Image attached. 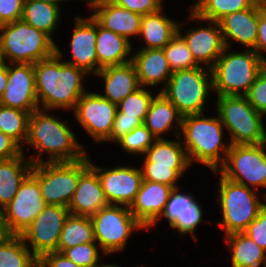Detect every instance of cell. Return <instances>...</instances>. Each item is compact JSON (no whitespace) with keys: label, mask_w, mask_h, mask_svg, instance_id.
Here are the masks:
<instances>
[{"label":"cell","mask_w":266,"mask_h":267,"mask_svg":"<svg viewBox=\"0 0 266 267\" xmlns=\"http://www.w3.org/2000/svg\"><path fill=\"white\" fill-rule=\"evenodd\" d=\"M52 112L39 108L30 114L28 135L24 145L33 147L37 155L34 153V156L27 158L33 164L71 162L84 158L88 154L85 145L77 140L72 127L66 124L68 121H63V118L60 119ZM45 153L48 158L43 157Z\"/></svg>","instance_id":"6da1fadb"},{"label":"cell","mask_w":266,"mask_h":267,"mask_svg":"<svg viewBox=\"0 0 266 267\" xmlns=\"http://www.w3.org/2000/svg\"><path fill=\"white\" fill-rule=\"evenodd\" d=\"M36 93L40 109L73 111L86 92L84 81L88 74L64 62L55 52L34 64Z\"/></svg>","instance_id":"7a4b0ae2"},{"label":"cell","mask_w":266,"mask_h":267,"mask_svg":"<svg viewBox=\"0 0 266 267\" xmlns=\"http://www.w3.org/2000/svg\"><path fill=\"white\" fill-rule=\"evenodd\" d=\"M224 130L218 114L212 117H206L204 113L183 116L179 137L191 166L198 163L215 171L224 163L231 146L228 138L223 141L227 136Z\"/></svg>","instance_id":"3957f363"},{"label":"cell","mask_w":266,"mask_h":267,"mask_svg":"<svg viewBox=\"0 0 266 267\" xmlns=\"http://www.w3.org/2000/svg\"><path fill=\"white\" fill-rule=\"evenodd\" d=\"M212 173L219 178L215 186H218L216 199L222 219L218 220L217 227L224 231V236L244 232L266 205V196L223 177L217 170Z\"/></svg>","instance_id":"277c9868"},{"label":"cell","mask_w":266,"mask_h":267,"mask_svg":"<svg viewBox=\"0 0 266 267\" xmlns=\"http://www.w3.org/2000/svg\"><path fill=\"white\" fill-rule=\"evenodd\" d=\"M266 62L253 50L224 49L211 68L213 94L217 96H245Z\"/></svg>","instance_id":"5b68a950"},{"label":"cell","mask_w":266,"mask_h":267,"mask_svg":"<svg viewBox=\"0 0 266 267\" xmlns=\"http://www.w3.org/2000/svg\"><path fill=\"white\" fill-rule=\"evenodd\" d=\"M0 47L6 63L35 64L56 52L55 41L22 19L0 25Z\"/></svg>","instance_id":"8992f818"},{"label":"cell","mask_w":266,"mask_h":267,"mask_svg":"<svg viewBox=\"0 0 266 267\" xmlns=\"http://www.w3.org/2000/svg\"><path fill=\"white\" fill-rule=\"evenodd\" d=\"M215 109L231 145L262 144L266 142L264 117L245 96H216Z\"/></svg>","instance_id":"52a82bcc"},{"label":"cell","mask_w":266,"mask_h":267,"mask_svg":"<svg viewBox=\"0 0 266 267\" xmlns=\"http://www.w3.org/2000/svg\"><path fill=\"white\" fill-rule=\"evenodd\" d=\"M159 92L182 116L204 113L209 94H213L212 71L204 66L175 71Z\"/></svg>","instance_id":"ba28073f"},{"label":"cell","mask_w":266,"mask_h":267,"mask_svg":"<svg viewBox=\"0 0 266 267\" xmlns=\"http://www.w3.org/2000/svg\"><path fill=\"white\" fill-rule=\"evenodd\" d=\"M89 155L71 162L33 164L31 174L39 181L46 205L69 206L79 177L90 167Z\"/></svg>","instance_id":"9c48e42d"},{"label":"cell","mask_w":266,"mask_h":267,"mask_svg":"<svg viewBox=\"0 0 266 267\" xmlns=\"http://www.w3.org/2000/svg\"><path fill=\"white\" fill-rule=\"evenodd\" d=\"M141 159L143 180L163 183L173 188L179 186L180 179L192 168L179 136L176 140L156 139Z\"/></svg>","instance_id":"30bf717a"},{"label":"cell","mask_w":266,"mask_h":267,"mask_svg":"<svg viewBox=\"0 0 266 267\" xmlns=\"http://www.w3.org/2000/svg\"><path fill=\"white\" fill-rule=\"evenodd\" d=\"M94 238L103 252L110 255L123 252L132 233L147 229L132 215L129 207L109 204L90 217Z\"/></svg>","instance_id":"8fae6325"},{"label":"cell","mask_w":266,"mask_h":267,"mask_svg":"<svg viewBox=\"0 0 266 267\" xmlns=\"http://www.w3.org/2000/svg\"><path fill=\"white\" fill-rule=\"evenodd\" d=\"M217 171L223 177L257 191L266 188V142L231 145ZM263 194L266 196V191Z\"/></svg>","instance_id":"7c38bea8"},{"label":"cell","mask_w":266,"mask_h":267,"mask_svg":"<svg viewBox=\"0 0 266 267\" xmlns=\"http://www.w3.org/2000/svg\"><path fill=\"white\" fill-rule=\"evenodd\" d=\"M186 17L187 21L205 25H199L195 28L186 29V32L181 31L184 23H179L178 34L184 39L195 61L207 68H212L226 48L219 22L206 20L197 16L191 9ZM183 32V33H182Z\"/></svg>","instance_id":"4fadbf2b"},{"label":"cell","mask_w":266,"mask_h":267,"mask_svg":"<svg viewBox=\"0 0 266 267\" xmlns=\"http://www.w3.org/2000/svg\"><path fill=\"white\" fill-rule=\"evenodd\" d=\"M73 117L95 142H106L111 135L117 104L102 97L98 91H86L77 101Z\"/></svg>","instance_id":"5bb4252c"},{"label":"cell","mask_w":266,"mask_h":267,"mask_svg":"<svg viewBox=\"0 0 266 267\" xmlns=\"http://www.w3.org/2000/svg\"><path fill=\"white\" fill-rule=\"evenodd\" d=\"M69 215L70 211L66 206L46 205L20 235L38 259L45 253L57 250L61 231Z\"/></svg>","instance_id":"9a60e30c"},{"label":"cell","mask_w":266,"mask_h":267,"mask_svg":"<svg viewBox=\"0 0 266 267\" xmlns=\"http://www.w3.org/2000/svg\"><path fill=\"white\" fill-rule=\"evenodd\" d=\"M90 167L98 174L108 204L130 207L143 180L141 168L120 164L102 168L91 159Z\"/></svg>","instance_id":"2e32d148"},{"label":"cell","mask_w":266,"mask_h":267,"mask_svg":"<svg viewBox=\"0 0 266 267\" xmlns=\"http://www.w3.org/2000/svg\"><path fill=\"white\" fill-rule=\"evenodd\" d=\"M74 29L70 37L69 47L72 60H66L63 57V49L56 44V53L64 62L72 64L83 70L86 74L95 76L98 73V59L95 50L97 39V22L88 15L74 16Z\"/></svg>","instance_id":"e0dca14e"},{"label":"cell","mask_w":266,"mask_h":267,"mask_svg":"<svg viewBox=\"0 0 266 267\" xmlns=\"http://www.w3.org/2000/svg\"><path fill=\"white\" fill-rule=\"evenodd\" d=\"M45 206L39 181L30 173L3 212L11 231L15 235H21Z\"/></svg>","instance_id":"ac0fdd59"},{"label":"cell","mask_w":266,"mask_h":267,"mask_svg":"<svg viewBox=\"0 0 266 267\" xmlns=\"http://www.w3.org/2000/svg\"><path fill=\"white\" fill-rule=\"evenodd\" d=\"M0 105L30 114L39 109L34 64L8 63V82Z\"/></svg>","instance_id":"d6986e66"},{"label":"cell","mask_w":266,"mask_h":267,"mask_svg":"<svg viewBox=\"0 0 266 267\" xmlns=\"http://www.w3.org/2000/svg\"><path fill=\"white\" fill-rule=\"evenodd\" d=\"M261 14V0L253 7L233 12L219 21L224 43L229 49L231 42L254 49L257 42L259 16Z\"/></svg>","instance_id":"ffe728a7"},{"label":"cell","mask_w":266,"mask_h":267,"mask_svg":"<svg viewBox=\"0 0 266 267\" xmlns=\"http://www.w3.org/2000/svg\"><path fill=\"white\" fill-rule=\"evenodd\" d=\"M173 189L163 183L142 180L139 192L129 210L148 229L163 213Z\"/></svg>","instance_id":"44dd1931"},{"label":"cell","mask_w":266,"mask_h":267,"mask_svg":"<svg viewBox=\"0 0 266 267\" xmlns=\"http://www.w3.org/2000/svg\"><path fill=\"white\" fill-rule=\"evenodd\" d=\"M89 10L101 27L126 37L130 42L133 37L139 36L142 15L119 7L110 0L96 3Z\"/></svg>","instance_id":"7402d4cb"},{"label":"cell","mask_w":266,"mask_h":267,"mask_svg":"<svg viewBox=\"0 0 266 267\" xmlns=\"http://www.w3.org/2000/svg\"><path fill=\"white\" fill-rule=\"evenodd\" d=\"M132 55L140 87L156 88L168 83L172 70L163 49H140Z\"/></svg>","instance_id":"603a6c76"},{"label":"cell","mask_w":266,"mask_h":267,"mask_svg":"<svg viewBox=\"0 0 266 267\" xmlns=\"http://www.w3.org/2000/svg\"><path fill=\"white\" fill-rule=\"evenodd\" d=\"M109 205L98 174L89 167L80 177L77 188L68 206L71 215L92 217L101 208Z\"/></svg>","instance_id":"cb8c5ba5"},{"label":"cell","mask_w":266,"mask_h":267,"mask_svg":"<svg viewBox=\"0 0 266 267\" xmlns=\"http://www.w3.org/2000/svg\"><path fill=\"white\" fill-rule=\"evenodd\" d=\"M95 76L104 81V91L99 94L115 104L140 88L132 62L104 67Z\"/></svg>","instance_id":"d4e9b609"},{"label":"cell","mask_w":266,"mask_h":267,"mask_svg":"<svg viewBox=\"0 0 266 267\" xmlns=\"http://www.w3.org/2000/svg\"><path fill=\"white\" fill-rule=\"evenodd\" d=\"M154 96L149 106L143 124L150 130L156 139L165 138L168 132L178 137L181 131L183 116L177 108L161 93Z\"/></svg>","instance_id":"484cf974"},{"label":"cell","mask_w":266,"mask_h":267,"mask_svg":"<svg viewBox=\"0 0 266 267\" xmlns=\"http://www.w3.org/2000/svg\"><path fill=\"white\" fill-rule=\"evenodd\" d=\"M132 48L133 44L126 37L107 30L97 23L95 50L98 59V72L107 66L131 62Z\"/></svg>","instance_id":"4316f807"},{"label":"cell","mask_w":266,"mask_h":267,"mask_svg":"<svg viewBox=\"0 0 266 267\" xmlns=\"http://www.w3.org/2000/svg\"><path fill=\"white\" fill-rule=\"evenodd\" d=\"M180 21L168 17L164 7L142 16L138 40L143 39L142 49H163L178 33Z\"/></svg>","instance_id":"83f0119b"},{"label":"cell","mask_w":266,"mask_h":267,"mask_svg":"<svg viewBox=\"0 0 266 267\" xmlns=\"http://www.w3.org/2000/svg\"><path fill=\"white\" fill-rule=\"evenodd\" d=\"M0 160V209L3 210L16 195L18 187L31 173L33 163L24 156Z\"/></svg>","instance_id":"f1b7e54d"},{"label":"cell","mask_w":266,"mask_h":267,"mask_svg":"<svg viewBox=\"0 0 266 267\" xmlns=\"http://www.w3.org/2000/svg\"><path fill=\"white\" fill-rule=\"evenodd\" d=\"M231 253V267H261L266 263V251L244 232L223 237Z\"/></svg>","instance_id":"f546056e"},{"label":"cell","mask_w":266,"mask_h":267,"mask_svg":"<svg viewBox=\"0 0 266 267\" xmlns=\"http://www.w3.org/2000/svg\"><path fill=\"white\" fill-rule=\"evenodd\" d=\"M62 7L42 1L24 0L21 19L47 34L53 41L61 21Z\"/></svg>","instance_id":"4dcf8cb0"},{"label":"cell","mask_w":266,"mask_h":267,"mask_svg":"<svg viewBox=\"0 0 266 267\" xmlns=\"http://www.w3.org/2000/svg\"><path fill=\"white\" fill-rule=\"evenodd\" d=\"M96 242L90 217L69 215L60 234L57 252L79 244Z\"/></svg>","instance_id":"1f68e13d"},{"label":"cell","mask_w":266,"mask_h":267,"mask_svg":"<svg viewBox=\"0 0 266 267\" xmlns=\"http://www.w3.org/2000/svg\"><path fill=\"white\" fill-rule=\"evenodd\" d=\"M259 0H198L190 6L200 18L219 22L226 15L253 7Z\"/></svg>","instance_id":"d6a6232c"},{"label":"cell","mask_w":266,"mask_h":267,"mask_svg":"<svg viewBox=\"0 0 266 267\" xmlns=\"http://www.w3.org/2000/svg\"><path fill=\"white\" fill-rule=\"evenodd\" d=\"M39 259L26 246L20 235L0 245V267H38Z\"/></svg>","instance_id":"836d02e7"},{"label":"cell","mask_w":266,"mask_h":267,"mask_svg":"<svg viewBox=\"0 0 266 267\" xmlns=\"http://www.w3.org/2000/svg\"><path fill=\"white\" fill-rule=\"evenodd\" d=\"M30 113L15 108L0 105V131L10 136L26 153L24 144L28 135ZM25 151V152H24Z\"/></svg>","instance_id":"e575fe53"},{"label":"cell","mask_w":266,"mask_h":267,"mask_svg":"<svg viewBox=\"0 0 266 267\" xmlns=\"http://www.w3.org/2000/svg\"><path fill=\"white\" fill-rule=\"evenodd\" d=\"M188 210H203L201 204L197 201L192 193H181L179 187L174 188L165 205L161 216L147 229L155 228L156 224L162 218L166 219L169 227L177 220L178 216H182Z\"/></svg>","instance_id":"d590c367"},{"label":"cell","mask_w":266,"mask_h":267,"mask_svg":"<svg viewBox=\"0 0 266 267\" xmlns=\"http://www.w3.org/2000/svg\"><path fill=\"white\" fill-rule=\"evenodd\" d=\"M150 90L146 87H140L118 103L117 110L120 113H124V117L138 118L143 123L151 101L158 93L153 94Z\"/></svg>","instance_id":"8d00e7d4"},{"label":"cell","mask_w":266,"mask_h":267,"mask_svg":"<svg viewBox=\"0 0 266 267\" xmlns=\"http://www.w3.org/2000/svg\"><path fill=\"white\" fill-rule=\"evenodd\" d=\"M163 50L172 72L200 66L195 61L186 42L178 33L170 40Z\"/></svg>","instance_id":"74e56055"},{"label":"cell","mask_w":266,"mask_h":267,"mask_svg":"<svg viewBox=\"0 0 266 267\" xmlns=\"http://www.w3.org/2000/svg\"><path fill=\"white\" fill-rule=\"evenodd\" d=\"M156 137L150 130L142 124L134 128L128 134H125L116 143L120 146L121 150L126 152L131 157L133 155H144L147 149L154 143Z\"/></svg>","instance_id":"f35d334b"},{"label":"cell","mask_w":266,"mask_h":267,"mask_svg":"<svg viewBox=\"0 0 266 267\" xmlns=\"http://www.w3.org/2000/svg\"><path fill=\"white\" fill-rule=\"evenodd\" d=\"M100 252L107 256L97 242H91L65 249L62 253L80 267H96L101 264Z\"/></svg>","instance_id":"ab89813d"},{"label":"cell","mask_w":266,"mask_h":267,"mask_svg":"<svg viewBox=\"0 0 266 267\" xmlns=\"http://www.w3.org/2000/svg\"><path fill=\"white\" fill-rule=\"evenodd\" d=\"M203 210H188L182 216H178L177 220L170 226V228L176 230L179 236L184 237L185 235L191 236V239L197 244L198 238L195 234L196 228L201 223H204ZM200 224V225H199Z\"/></svg>","instance_id":"60d3db41"},{"label":"cell","mask_w":266,"mask_h":267,"mask_svg":"<svg viewBox=\"0 0 266 267\" xmlns=\"http://www.w3.org/2000/svg\"><path fill=\"white\" fill-rule=\"evenodd\" d=\"M248 102L256 111L266 115V67L257 76L249 91L245 95Z\"/></svg>","instance_id":"b9f144b4"},{"label":"cell","mask_w":266,"mask_h":267,"mask_svg":"<svg viewBox=\"0 0 266 267\" xmlns=\"http://www.w3.org/2000/svg\"><path fill=\"white\" fill-rule=\"evenodd\" d=\"M119 7L128 9L140 15H146L158 11L164 5L165 0H110Z\"/></svg>","instance_id":"7bdbcfd3"},{"label":"cell","mask_w":266,"mask_h":267,"mask_svg":"<svg viewBox=\"0 0 266 267\" xmlns=\"http://www.w3.org/2000/svg\"><path fill=\"white\" fill-rule=\"evenodd\" d=\"M143 123L138 118L124 117V113L116 112L115 120L110 138L105 142L116 143L125 134H128L134 128L141 126Z\"/></svg>","instance_id":"ee69618b"},{"label":"cell","mask_w":266,"mask_h":267,"mask_svg":"<svg viewBox=\"0 0 266 267\" xmlns=\"http://www.w3.org/2000/svg\"><path fill=\"white\" fill-rule=\"evenodd\" d=\"M244 233L266 251V205L248 225Z\"/></svg>","instance_id":"f6af8a7d"},{"label":"cell","mask_w":266,"mask_h":267,"mask_svg":"<svg viewBox=\"0 0 266 267\" xmlns=\"http://www.w3.org/2000/svg\"><path fill=\"white\" fill-rule=\"evenodd\" d=\"M24 0H0V25L21 19Z\"/></svg>","instance_id":"bcb514c9"},{"label":"cell","mask_w":266,"mask_h":267,"mask_svg":"<svg viewBox=\"0 0 266 267\" xmlns=\"http://www.w3.org/2000/svg\"><path fill=\"white\" fill-rule=\"evenodd\" d=\"M266 62V3L261 0L256 46L253 49Z\"/></svg>","instance_id":"7dc6e473"},{"label":"cell","mask_w":266,"mask_h":267,"mask_svg":"<svg viewBox=\"0 0 266 267\" xmlns=\"http://www.w3.org/2000/svg\"><path fill=\"white\" fill-rule=\"evenodd\" d=\"M22 154V147L10 136L0 131V160H9Z\"/></svg>","instance_id":"c3c4849f"},{"label":"cell","mask_w":266,"mask_h":267,"mask_svg":"<svg viewBox=\"0 0 266 267\" xmlns=\"http://www.w3.org/2000/svg\"><path fill=\"white\" fill-rule=\"evenodd\" d=\"M38 267H80L69 260L63 253L52 251L45 253L39 259Z\"/></svg>","instance_id":"681fc988"},{"label":"cell","mask_w":266,"mask_h":267,"mask_svg":"<svg viewBox=\"0 0 266 267\" xmlns=\"http://www.w3.org/2000/svg\"><path fill=\"white\" fill-rule=\"evenodd\" d=\"M14 236L15 234L11 231L3 210L0 209V245L9 241Z\"/></svg>","instance_id":"f907efd6"},{"label":"cell","mask_w":266,"mask_h":267,"mask_svg":"<svg viewBox=\"0 0 266 267\" xmlns=\"http://www.w3.org/2000/svg\"><path fill=\"white\" fill-rule=\"evenodd\" d=\"M8 82V63L4 62L0 65V97L5 91Z\"/></svg>","instance_id":"816d5d0a"},{"label":"cell","mask_w":266,"mask_h":267,"mask_svg":"<svg viewBox=\"0 0 266 267\" xmlns=\"http://www.w3.org/2000/svg\"><path fill=\"white\" fill-rule=\"evenodd\" d=\"M34 1H42L45 3H50V4L57 5V6L61 7L63 3L68 2V1H72V0H34Z\"/></svg>","instance_id":"f5cc1de1"},{"label":"cell","mask_w":266,"mask_h":267,"mask_svg":"<svg viewBox=\"0 0 266 267\" xmlns=\"http://www.w3.org/2000/svg\"><path fill=\"white\" fill-rule=\"evenodd\" d=\"M85 1L86 2V5H88V8L89 9L92 5L96 4V3H99V2H102V1H108V0H81V2Z\"/></svg>","instance_id":"db71d44e"},{"label":"cell","mask_w":266,"mask_h":267,"mask_svg":"<svg viewBox=\"0 0 266 267\" xmlns=\"http://www.w3.org/2000/svg\"><path fill=\"white\" fill-rule=\"evenodd\" d=\"M96 267H122V266H119V265L114 264V263H113V264H112V263H110V264H109V263H108V264L105 263V264H104V263L101 262V264H99V265L96 266Z\"/></svg>","instance_id":"11a10c76"},{"label":"cell","mask_w":266,"mask_h":267,"mask_svg":"<svg viewBox=\"0 0 266 267\" xmlns=\"http://www.w3.org/2000/svg\"><path fill=\"white\" fill-rule=\"evenodd\" d=\"M4 63L3 57H2V52H1V47H0V65Z\"/></svg>","instance_id":"9f6ffc18"}]
</instances>
